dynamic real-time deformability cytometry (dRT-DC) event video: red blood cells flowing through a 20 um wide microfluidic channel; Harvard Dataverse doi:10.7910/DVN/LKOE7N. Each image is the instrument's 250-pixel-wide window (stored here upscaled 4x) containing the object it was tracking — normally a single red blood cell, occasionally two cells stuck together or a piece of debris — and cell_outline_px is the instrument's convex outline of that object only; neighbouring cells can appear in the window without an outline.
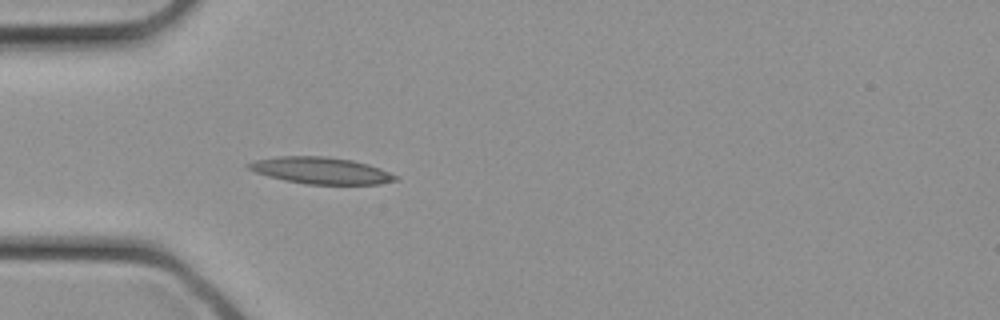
{"species": "common noctule bat (a hibernating species)", "species_latin": "Nyctalus noctula", "temperature_condition": "cold", "stored_images_in_passage": 10, "camera_frame_rate_fps": 3000, "um_per_image_px": 0.085, "animal": {"sex": "female", "body_mass_g": 21.9}, "frame": {"image": 1, "passage_image": 4, "time_ms": 1.0, "image_size_px": [1000, 320], "cell_outline_px": [[400, 180], [380, 184], [308, 184], [284, 180], [268, 176], [256, 172], [248, 168], [244, 164], [256, 160], [280, 156], [324, 156], [352, 160], [368, 164], [380, 168], [400, 176]], "centroid_in_image_um": [27.33, 14.5], "position_along_channel_um": 57.7, "area_um2": 22.89}}
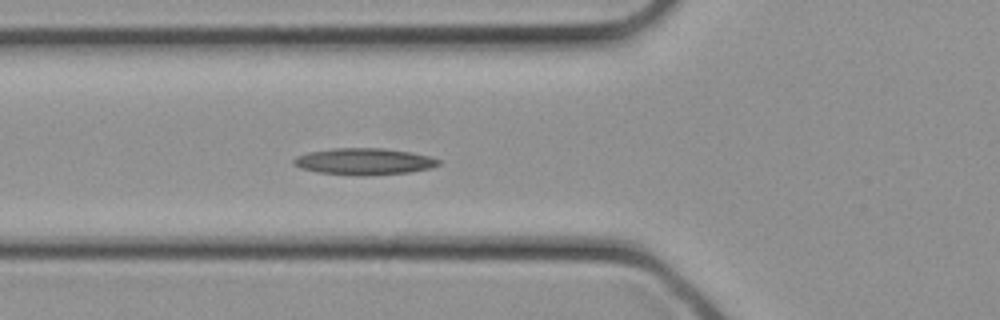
{"frame": {"image": 2, "passage_image": 6, "time_ms": 1.667, "image_size_px": [1000, 320], "cell_outline_px": [[440, 164], [428, 168], [412, 172], [360, 176], [320, 172], [300, 168], [292, 164], [292, 160], [296, 156], [308, 152], [332, 148], [384, 148], [412, 152], [428, 156], [440, 160]], "centroid_in_image_um": [30.92, 13.72], "position_along_channel_um": 94.9, "area_um2": 22.48}}
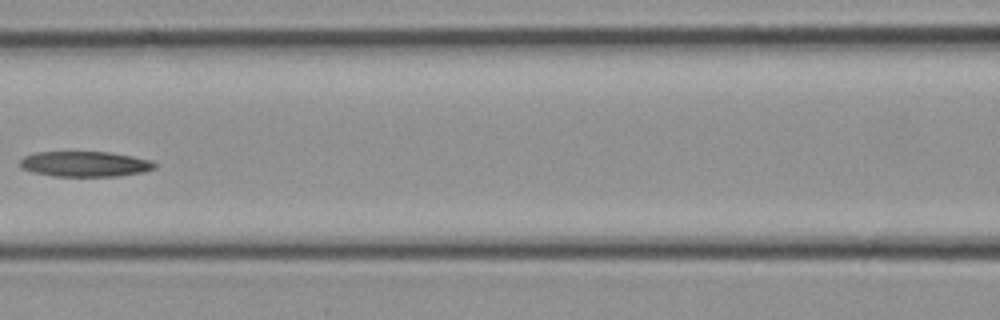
{"frame": {"image": 3, "passage_image": 9, "time_ms": 2.667, "image_size_px": [1000, 320], "cell_outline_px": [[156, 168], [144, 172], [116, 176], [56, 176], [32, 172], [24, 168], [20, 164], [20, 160], [24, 156], [36, 152], [112, 152], [152, 160], [156, 164]], "centroid_in_image_um": [7.26, 13.93], "position_along_channel_um": 159.3, "area_um2": 19.88}}